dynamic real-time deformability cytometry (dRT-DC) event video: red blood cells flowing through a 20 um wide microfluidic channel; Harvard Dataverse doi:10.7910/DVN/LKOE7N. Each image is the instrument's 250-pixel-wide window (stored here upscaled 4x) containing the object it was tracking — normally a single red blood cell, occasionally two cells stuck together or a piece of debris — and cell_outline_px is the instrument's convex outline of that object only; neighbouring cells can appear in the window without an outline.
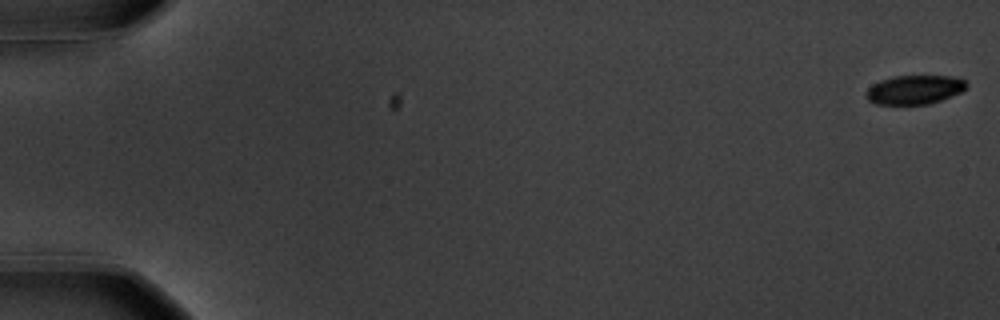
{"species": "common noctule bat (a hibernating species)", "species_latin": "Nyctalus noctula", "temperature_condition": "warm", "stored_images_in_passage": 58, "camera_frame_rate_fps": 3000, "um_per_image_px": 0.085, "animal": {"sex": "male", "body_mass_g": 20.1, "forearm_length_mm": 53.5}, "frame": {"image": 1, "passage_image": 1, "time_ms": 0.0, "image_size_px": [1000, 320], "cell_outline_px": [[968, 84], [960, 92], [940, 100], [928, 104], [876, 104], [868, 100], [864, 96], [864, 92], [872, 84], [880, 80], [892, 76], [952, 76], [964, 80]], "centroid_in_image_um": [77.67, 7.62], "position_along_channel_um": 7.3, "area_um2": 16.94}}
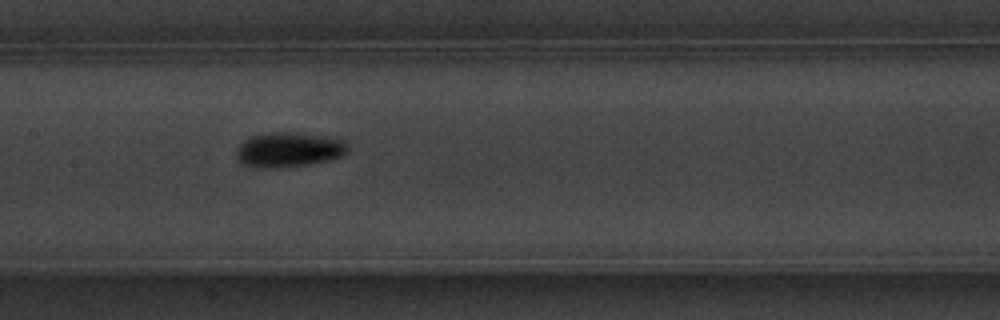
{"frame": {"image": 2, "passage_image": 30, "time_ms": 9.667, "image_size_px": [1000, 320], "cell_outline_px": [[348, 152], [344, 156], [332, 160], [308, 164], [276, 168], [252, 168], [244, 164], [236, 156], [236, 148], [244, 140], [252, 136], [276, 132], [292, 132], [328, 136], [344, 140], [348, 144]], "centroid_in_image_um": [24.59, 12.73], "position_along_channel_um": 182.8, "area_um2": 22.89}}
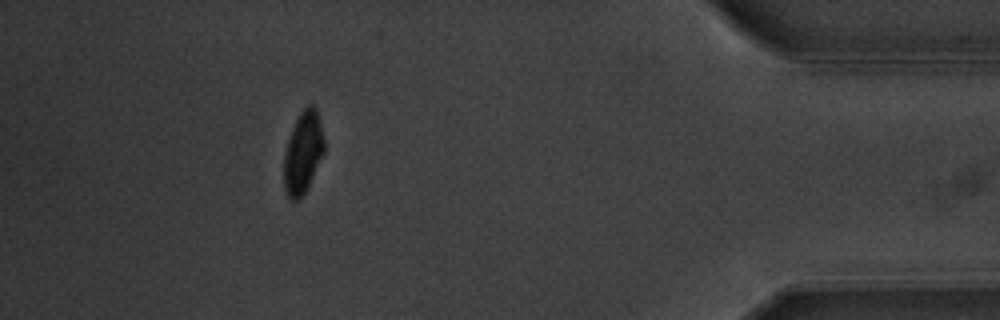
{"frame": {"image": 3, "passage_image": 53, "time_ms": 17.333, "image_size_px": [1000, 320], "cell_outline_px": [[324, 152], [300, 200], [288, 200], [284, 188], [284, 156], [288, 140], [292, 128], [300, 112], [308, 104], [312, 104], [316, 108], [324, 140]], "centroid_in_image_um": [25.73, 12.97], "position_along_channel_um": 409.5, "area_um2": 18.9}, "authors_computed_cell_mechanics": {"area_um2": 19.4208, "velocity_mm_per_s": 3.5621, "shape_relaxation_time_tau1_ms": 2.4459, "shape_relaxation_time_tau2_ms": 4.3766, "deformation_change_tau1": 0.125, "deformation_change_tau2": 0.056}}